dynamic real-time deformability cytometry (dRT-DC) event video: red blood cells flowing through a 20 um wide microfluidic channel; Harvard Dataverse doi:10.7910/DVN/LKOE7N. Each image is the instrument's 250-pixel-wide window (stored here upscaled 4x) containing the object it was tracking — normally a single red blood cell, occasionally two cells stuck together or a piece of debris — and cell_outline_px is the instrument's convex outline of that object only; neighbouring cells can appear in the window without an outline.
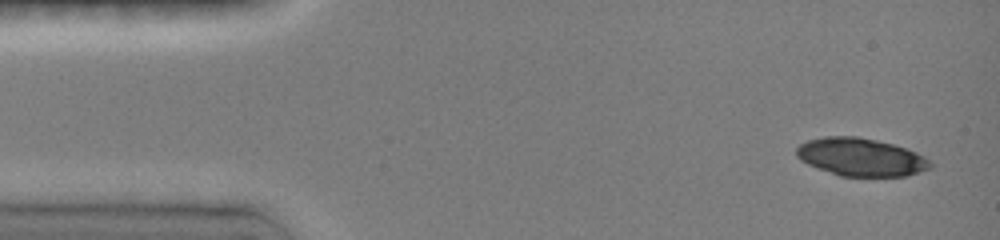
{"species": "common noctule bat (a hibernating species)", "species_latin": "Nyctalus noctula", "temperature_condition": "room temperature", "stored_images_in_passage": 12, "camera_frame_rate_fps": 3000, "um_per_image_px": 0.085, "animal": {"sex": "female", "body_mass_g": 19.0, "forearm_length_mm": 51.5}, "frame": {"image": 1, "passage_image": 1, "time_ms": 0.0, "image_size_px": [1000, 240], "cell_outline_px": [[932, 168], [908, 176], [840, 176], [816, 168], [800, 160], [796, 156], [796, 148], [800, 144], [808, 140], [824, 136], [860, 136], [908, 148], [924, 156], [932, 164]], "centroid_in_image_um": [73.17, 13.35], "position_along_channel_um": 11.8, "area_um2": 29.82}}